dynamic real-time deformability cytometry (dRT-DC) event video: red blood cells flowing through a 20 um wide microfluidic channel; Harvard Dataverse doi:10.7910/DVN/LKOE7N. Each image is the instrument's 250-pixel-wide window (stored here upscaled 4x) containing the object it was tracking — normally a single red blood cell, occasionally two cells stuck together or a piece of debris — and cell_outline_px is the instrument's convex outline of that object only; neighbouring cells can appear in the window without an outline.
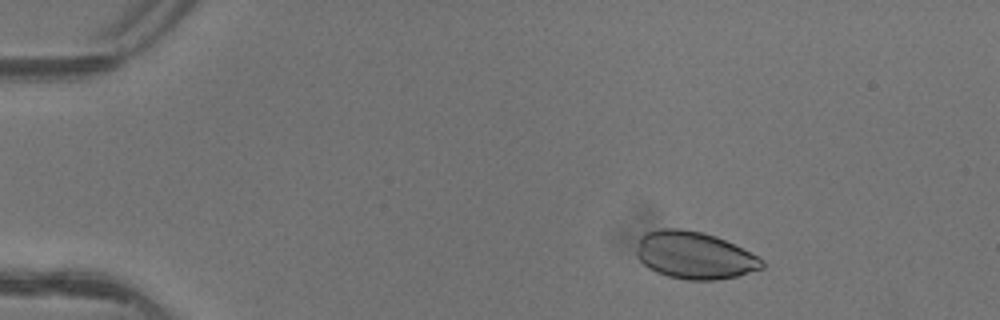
{"species": "common noctule bat (a hibernating species)", "species_latin": "Nyctalus noctula", "temperature_condition": "warm", "stored_images_in_passage": 4, "camera_frame_rate_fps": 3000, "um_per_image_px": 0.085, "animal": {"sex": "female"}, "frame": {"image": 1, "passage_image": 2, "time_ms": 0.333, "image_size_px": [1000, 320], "cell_outline_px": [[764, 268], [736, 276], [716, 280], [688, 280], [668, 276], [656, 272], [648, 268], [636, 256], [636, 252], [640, 236], [644, 232], [660, 228], [680, 228], [704, 232], [716, 236], [764, 260]], "centroid_in_image_um": [58.98, 21.69], "position_along_channel_um": 26.0, "area_um2": 34.56}}